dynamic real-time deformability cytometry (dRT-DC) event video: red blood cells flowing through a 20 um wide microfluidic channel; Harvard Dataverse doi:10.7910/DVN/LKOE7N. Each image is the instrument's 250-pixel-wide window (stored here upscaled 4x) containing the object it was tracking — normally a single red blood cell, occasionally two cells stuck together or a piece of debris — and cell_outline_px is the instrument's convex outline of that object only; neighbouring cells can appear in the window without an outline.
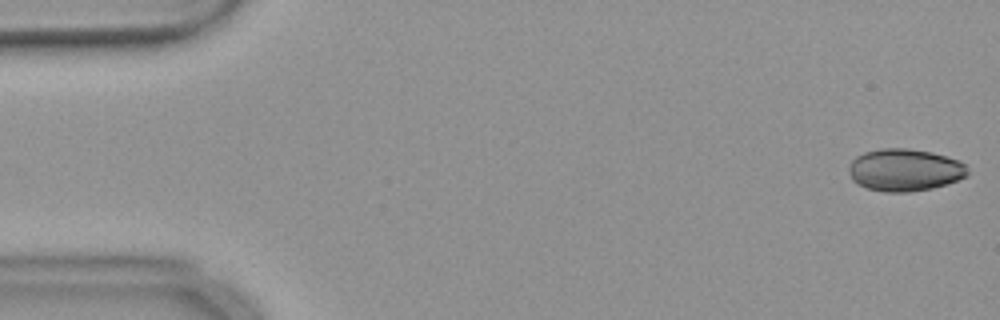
{"species": "common noctule bat (a hibernating species)", "species_latin": "Nyctalus noctula", "temperature_condition": "warm", "stored_images_in_passage": 54, "camera_frame_rate_fps": 3000, "um_per_image_px": 0.085, "animal": {"sex": "female", "body_mass_g": 18.4}, "frame": {"image": 1, "passage_image": 1, "time_ms": 0.0, "image_size_px": [1000, 320], "cell_outline_px": [[968, 176], [948, 184], [932, 188], [908, 192], [884, 192], [868, 188], [856, 184], [852, 180], [848, 172], [848, 164], [856, 156], [864, 152], [880, 148], [908, 148], [932, 152], [956, 160], [964, 164], [968, 172]], "centroid_in_image_um": [76.86, 14.45], "position_along_channel_um": 8.1, "area_um2": 29.48}}
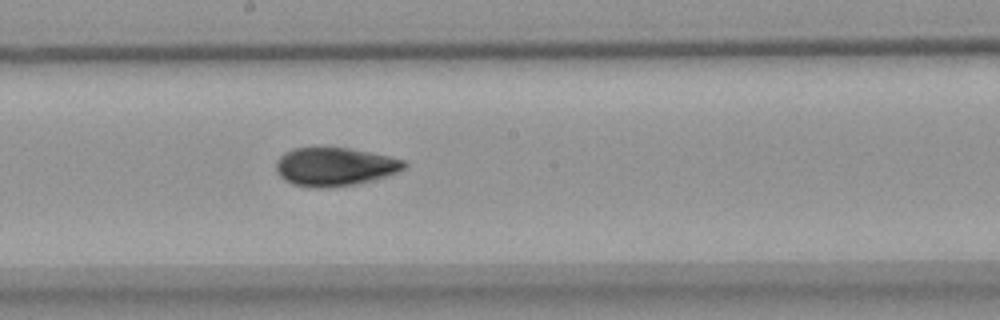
{"frame": {"image": 2, "passage_image": 29, "time_ms": 9.333, "image_size_px": [1000, 320], "cell_outline_px": [[408, 168], [372, 180], [356, 184], [328, 188], [308, 188], [292, 184], [284, 180], [276, 172], [276, 160], [284, 152], [292, 148], [316, 144], [348, 148], [388, 156], [404, 160], [408, 164]], "centroid_in_image_um": [28.38, 14.14], "position_along_channel_um": 219.8, "area_um2": 29.65}}
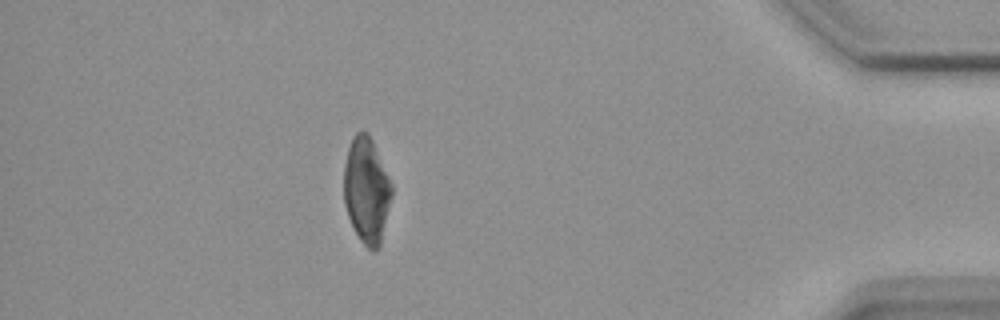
{"frame": {"image": 3, "passage_image": 48, "time_ms": 15.667, "image_size_px": [1000, 320], "cell_outline_px": [[392, 196], [380, 244], [376, 252], [372, 252], [360, 240], [348, 216], [344, 204], [344, 164], [348, 148], [352, 136], [356, 132], [368, 132], [372, 140], [392, 184]], "centroid_in_image_um": [31.15, 16.17], "position_along_channel_um": 404.1, "area_um2": 29.42}, "authors_computed_cell_mechanics": {"area_um2": 29.5936, "velocity_mm_per_s": 3.6755, "shape_relaxation_time_tau1_ms": 6.7251, "shape_relaxation_time_tau2_ms": 2.867, "deformation_change_tau1": 0.1711, "deformation_change_tau2": 0.0798}}